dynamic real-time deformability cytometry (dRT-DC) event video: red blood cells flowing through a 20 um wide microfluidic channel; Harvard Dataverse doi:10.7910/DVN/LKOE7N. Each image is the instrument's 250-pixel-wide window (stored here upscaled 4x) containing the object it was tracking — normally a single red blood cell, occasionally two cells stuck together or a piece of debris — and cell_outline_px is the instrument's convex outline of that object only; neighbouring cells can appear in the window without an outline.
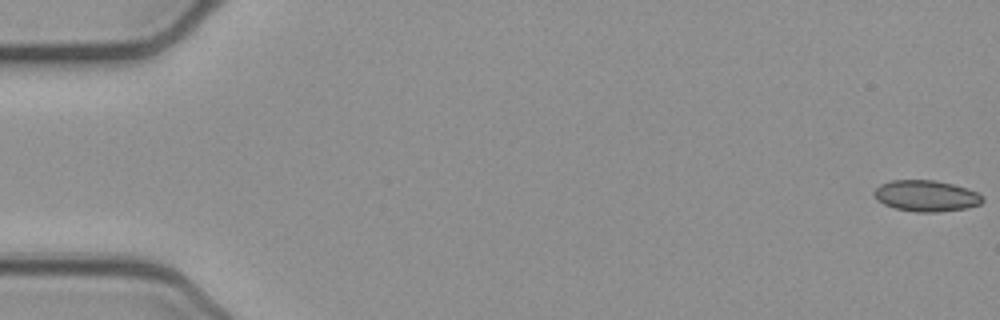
{"species": "common noctule bat (a hibernating species)", "species_latin": "Nyctalus noctula", "temperature_condition": "cold", "stored_images_in_passage": 53, "camera_frame_rate_fps": 3000, "um_per_image_px": 0.085, "animal": {"sex": "female", "body_mass_g": 21.9}, "frame": {"image": 1, "passage_image": 1, "time_ms": 0.0, "image_size_px": [1000, 320], "cell_outline_px": [[984, 200], [980, 204], [964, 208], [940, 212], [916, 212], [896, 208], [884, 204], [876, 200], [872, 192], [880, 184], [892, 180], [936, 180], [968, 188], [984, 196]], "centroid_in_image_um": [78.71, 16.64], "position_along_channel_um": 6.3, "area_um2": 19.77}}
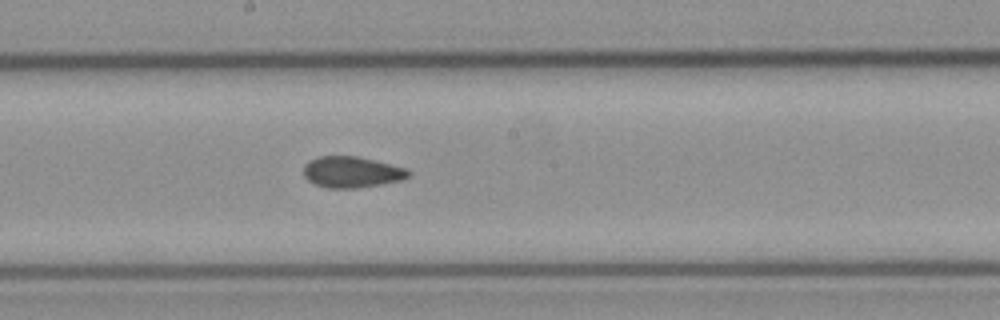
{"frame": {"image": 2, "passage_image": 29, "time_ms": 9.333, "image_size_px": [1000, 320], "cell_outline_px": [[412, 176], [400, 180], [380, 184], [356, 188], [328, 188], [316, 184], [308, 180], [304, 176], [304, 164], [320, 156], [356, 156], [404, 168], [412, 172]], "centroid_in_image_um": [29.89, 14.63], "position_along_channel_um": 218.3, "area_um2": 18.73}}
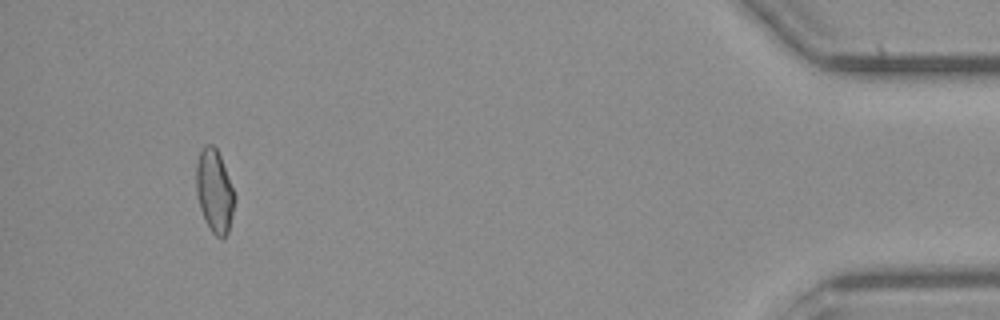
{"frame": {"image": 3, "passage_image": 50, "time_ms": 16.333, "image_size_px": [1000, 320], "cell_outline_px": [[236, 200], [228, 232], [224, 236], [216, 236], [212, 232], [200, 208], [196, 192], [196, 164], [200, 152], [204, 144], [212, 144], [216, 148], [220, 156], [236, 196]], "centroid_in_image_um": [18.23, 16.21], "position_along_channel_um": 417.0, "area_um2": 18.38}, "authors_computed_cell_mechanics": {"area_um2": 19.1318, "velocity_mm_per_s": 3.896, "shape_relaxation_time_tau1_ms": null, "shape_relaxation_time_tau2_ms": 1.9132, "deformation_change_tau1": null, "deformation_change_tau2": 0.0785}}